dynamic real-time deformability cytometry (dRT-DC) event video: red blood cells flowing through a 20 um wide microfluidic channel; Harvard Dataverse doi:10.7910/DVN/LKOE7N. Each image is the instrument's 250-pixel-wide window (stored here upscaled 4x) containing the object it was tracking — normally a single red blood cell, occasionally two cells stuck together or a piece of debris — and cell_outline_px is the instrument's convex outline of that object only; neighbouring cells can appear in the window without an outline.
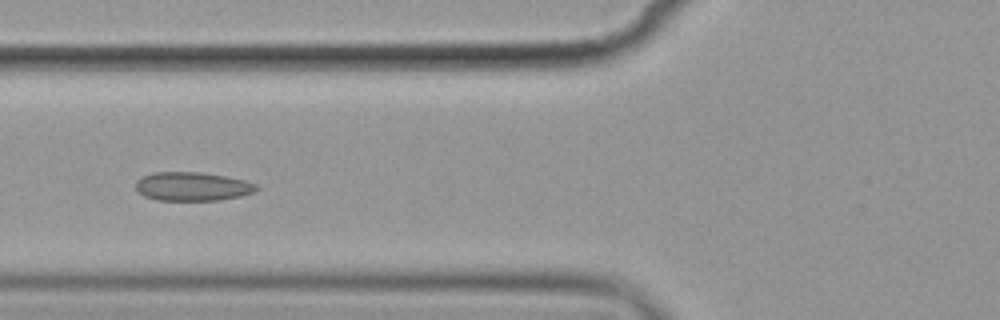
{"species": "common noctule bat (a hibernating species)", "species_latin": "Nyctalus noctula", "temperature_condition": "cold", "stored_images_in_passage": 13, "camera_frame_rate_fps": 3000, "um_per_image_px": 0.085, "animal": {"sex": "female", "body_mass_g": 19.9}, "frame": {"image": 1, "passage_image": 4, "time_ms": 4.333, "image_size_px": [1000, 320], "cell_outline_px": [[260, 188], [252, 192], [240, 196], [220, 200], [156, 200], [144, 196], [136, 188], [136, 180], [152, 172], [200, 172], [224, 176], [244, 180], [256, 184]], "centroid_in_image_um": [16.34, 15.85], "position_along_channel_um": 109.5, "area_um2": 20.11}}
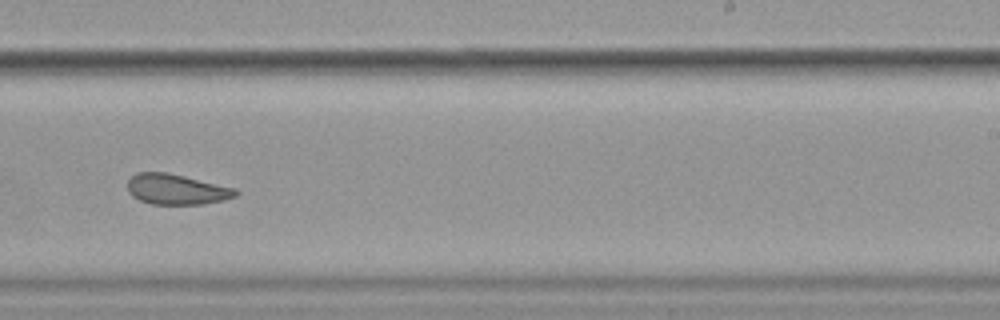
{"frame": {"image": 2, "passage_image": 8, "time_ms": 9.0, "image_size_px": [1000, 320], "cell_outline_px": [[240, 192], [236, 196], [224, 200], [204, 204], [152, 204], [140, 200], [132, 196], [128, 192], [128, 180], [136, 172], [168, 172], [236, 188]], "centroid_in_image_um": [15.02, 16.09], "position_along_channel_um": 274.0, "area_um2": 19.31}}
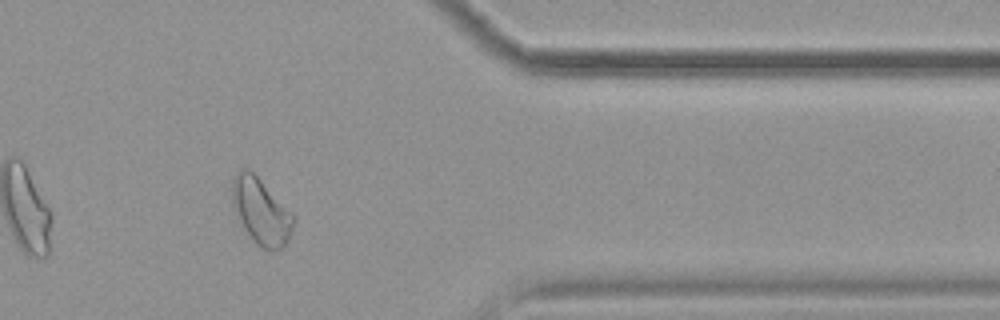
{"frame": {"image": 3, "passage_image": 11, "time_ms": 12.667, "image_size_px": [1000, 320], "cell_outline_px": [[296, 220], [284, 244], [280, 248], [264, 248], [256, 244], [244, 228], [232, 204], [232, 180], [240, 168], [248, 168], [296, 216]], "centroid_in_image_um": [22.18, 17.92], "position_along_channel_um": 389.2, "area_um2": 22.95}, "authors_computed_cell_mechanics": {"area_um2": 20.1722, "velocity_mm_per_s": 3.5386, "shape_relaxation_time_tau1_ms": null, "shape_relaxation_time_tau2_ms": 3.6554, "deformation_change_tau1": null, "deformation_change_tau2": 0.0651}}